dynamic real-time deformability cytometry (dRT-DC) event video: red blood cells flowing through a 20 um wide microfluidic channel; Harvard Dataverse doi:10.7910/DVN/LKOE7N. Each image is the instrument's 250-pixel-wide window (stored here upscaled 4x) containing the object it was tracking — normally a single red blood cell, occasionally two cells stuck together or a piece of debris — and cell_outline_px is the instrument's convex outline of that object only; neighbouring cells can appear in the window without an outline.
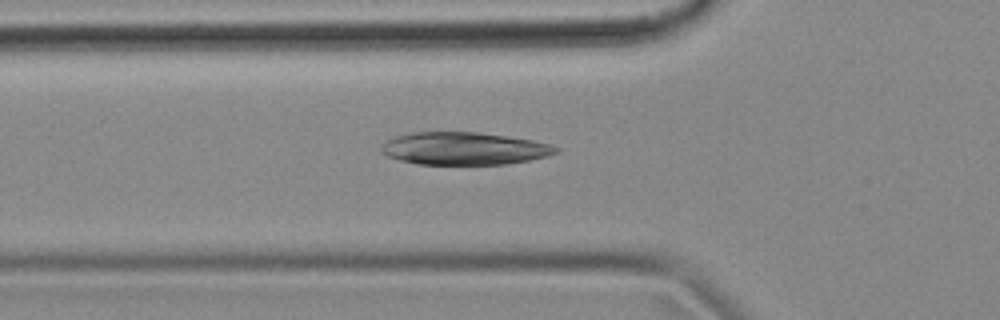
{"species": "common noctule bat (a hibernating species)", "species_latin": "Nyctalus noctula", "temperature_condition": "cold", "stored_images_in_passage": 54, "camera_frame_rate_fps": 3000, "um_per_image_px": 0.085, "animal": {"sex": "female", "body_mass_g": 18.4}, "frame": {"image": 1, "passage_image": 18, "time_ms": 5.667, "image_size_px": [1000, 320], "cell_outline_px": [[560, 152], [548, 156], [528, 160], [504, 164], [420, 164], [400, 160], [388, 156], [380, 148], [388, 140], [396, 136], [412, 132], [480, 132], [532, 140], [548, 144], [560, 148]], "centroid_in_image_um": [39.48, 12.62], "position_along_channel_um": 86.3, "area_um2": 32.89}}
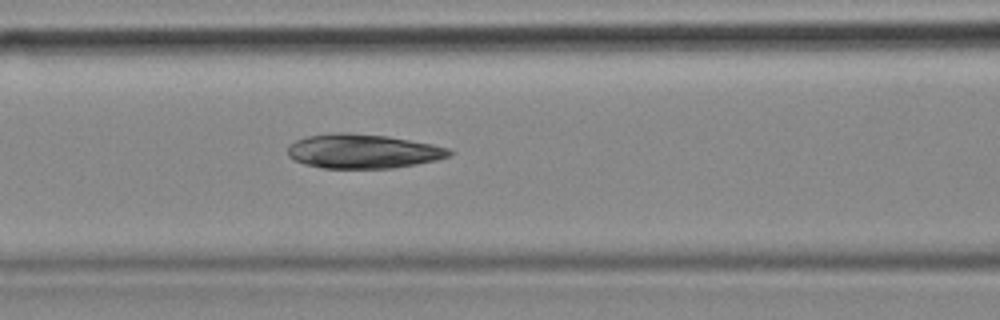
{"frame": {"image": 2, "passage_image": 22, "time_ms": 7.0, "image_size_px": [1000, 320], "cell_outline_px": [[456, 152], [448, 156], [436, 160], [416, 164], [392, 168], [324, 168], [304, 164], [288, 156], [288, 144], [296, 140], [308, 136], [332, 132], [348, 132], [388, 136], [432, 144], [448, 148]], "centroid_in_image_um": [30.84, 12.85], "position_along_channel_um": 135.8, "area_um2": 32.37}}
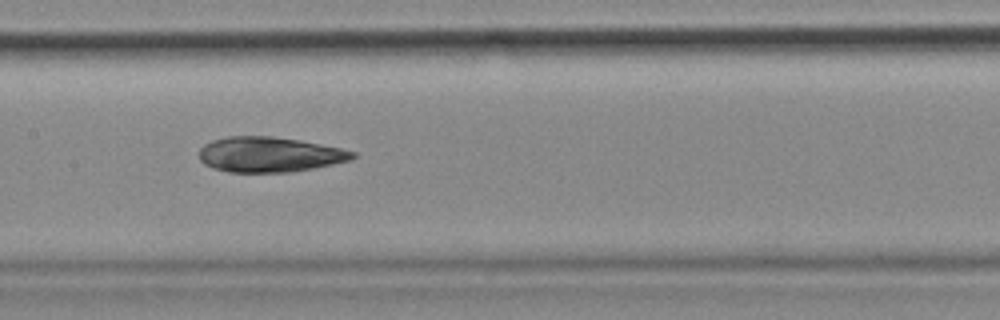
{"frame": {"image": 3, "passage_image": 26, "time_ms": 8.333, "image_size_px": [1000, 320], "cell_outline_px": [[356, 156], [352, 160], [292, 172], [228, 172], [212, 168], [204, 164], [200, 160], [200, 148], [204, 144], [212, 140], [228, 136], [272, 136], [300, 140], [340, 148], [356, 152]], "centroid_in_image_um": [22.89, 13.13], "position_along_channel_um": 184.5, "area_um2": 31.5}}